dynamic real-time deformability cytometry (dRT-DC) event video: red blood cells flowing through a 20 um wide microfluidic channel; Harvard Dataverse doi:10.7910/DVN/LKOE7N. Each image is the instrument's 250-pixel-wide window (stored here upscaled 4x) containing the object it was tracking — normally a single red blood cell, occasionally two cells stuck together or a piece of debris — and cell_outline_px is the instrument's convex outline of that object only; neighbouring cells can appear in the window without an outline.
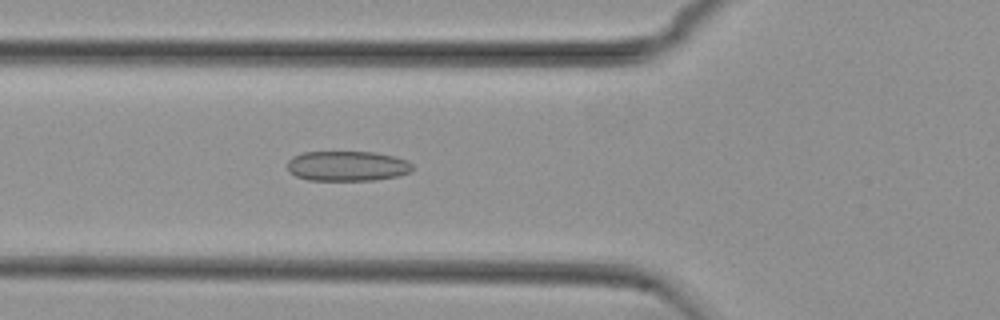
{"species": "common noctule bat (a hibernating species)", "species_latin": "Nyctalus noctula", "temperature_condition": "cold", "stored_images_in_passage": 48, "camera_frame_rate_fps": 3000, "um_per_image_px": 0.085, "animal": {"sex": "female", "body_mass_g": 29.2, "forearm_length_mm": 56.3}, "frame": {"image": 1, "passage_image": 13, "time_ms": 4.0, "image_size_px": [1000, 320], "cell_outline_px": [[412, 172], [396, 176], [376, 180], [308, 180], [296, 176], [288, 172], [288, 160], [292, 156], [304, 152], [376, 152], [396, 156], [408, 160], [412, 164]], "centroid_in_image_um": [29.53, 14.11], "position_along_channel_um": 96.3, "area_um2": 22.14}}
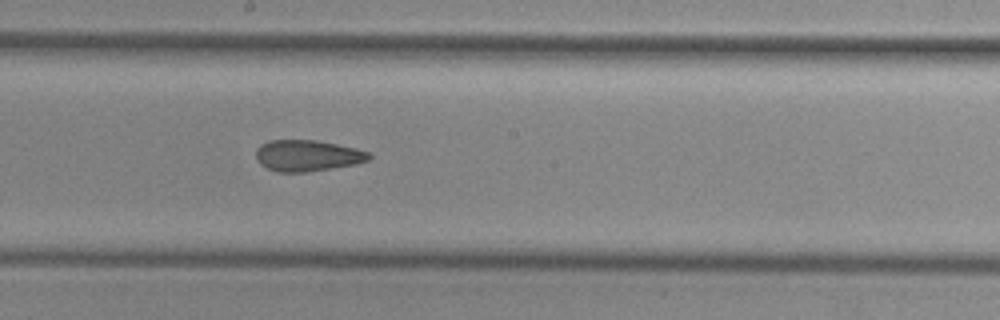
{"frame": {"image": 2, "passage_image": 23, "time_ms": 7.333, "image_size_px": [1000, 320], "cell_outline_px": [[372, 156], [368, 160], [356, 164], [308, 172], [276, 172], [260, 164], [256, 160], [256, 148], [260, 144], [268, 140], [316, 140], [356, 148], [368, 152]], "centroid_in_image_um": [26.1, 13.23], "position_along_channel_um": 222.1, "area_um2": 20.69}}
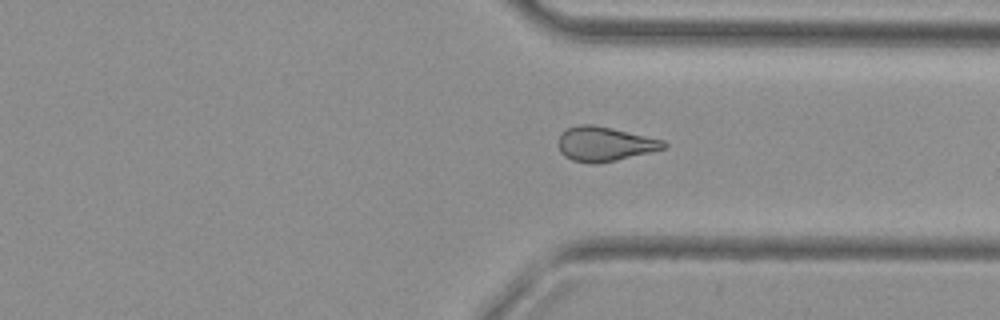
{"frame": {"image": 3, "passage_image": 34, "time_ms": 11.0, "image_size_px": [1000, 320], "cell_outline_px": [[668, 148], [652, 152], [600, 164], [592, 164], [572, 160], [564, 156], [560, 152], [560, 136], [568, 128], [580, 124], [592, 124], [612, 128], [664, 140], [668, 144]], "centroid_in_image_um": [51.45, 12.25], "position_along_channel_um": 359.9, "area_um2": 21.21}, "authors_computed_cell_mechanics": {"area_um2": 21.2704, "velocity_mm_per_s": 3.7564, "shape_relaxation_time_tau1_ms": null, "shape_relaxation_time_tau2_ms": 2.8862, "deformation_change_tau1": null, "deformation_change_tau2": 0.1089}}